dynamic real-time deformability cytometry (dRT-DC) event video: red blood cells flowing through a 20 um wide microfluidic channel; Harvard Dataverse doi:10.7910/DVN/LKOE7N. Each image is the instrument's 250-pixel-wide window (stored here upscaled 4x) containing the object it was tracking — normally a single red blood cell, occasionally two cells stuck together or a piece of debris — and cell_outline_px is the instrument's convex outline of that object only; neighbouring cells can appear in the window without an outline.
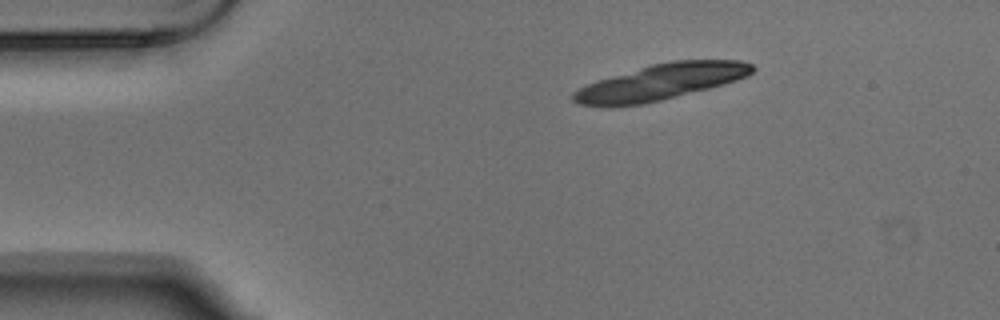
{"species": "Egyptian fruit bat (a non-hibernating species)", "species_latin": "Rousettus aegyptiacus", "temperature_condition": "warm", "stored_images_in_passage": 5, "camera_frame_rate_fps": 3000, "um_per_image_px": 0.085, "animal": {"sex": "male"}, "frame": {"image": 1, "passage_image": 1, "time_ms": 0.0, "image_size_px": [1000, 320], "cell_outline_px": [[756, 68], [748, 76], [724, 84], [644, 104], [580, 104], [572, 100], [572, 92], [588, 84], [600, 80], [652, 64], [672, 60], [740, 60], [752, 64]], "centroid_in_image_um": [56.27, 6.93], "position_along_channel_um": 28.7, "area_um2": 36.3}}